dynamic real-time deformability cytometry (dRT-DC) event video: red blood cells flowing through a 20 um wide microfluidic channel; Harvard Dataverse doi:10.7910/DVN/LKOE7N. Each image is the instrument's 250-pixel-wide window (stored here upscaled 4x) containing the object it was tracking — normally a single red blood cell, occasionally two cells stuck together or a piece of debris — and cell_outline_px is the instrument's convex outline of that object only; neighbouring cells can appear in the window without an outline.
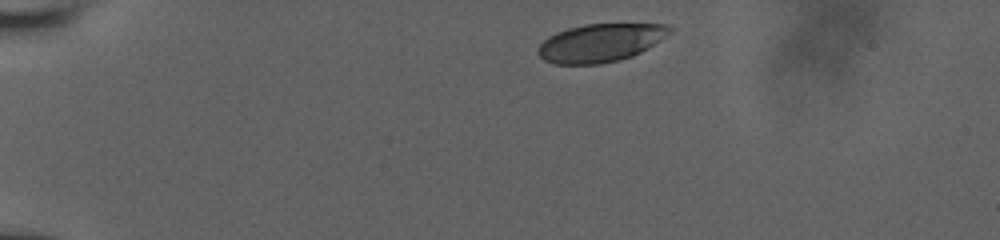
{"species": "human", "species_latin": "Homo sapiens", "temperature_condition": "room temperature", "stored_images_in_passage": 7, "camera_frame_rate_fps": 3000, "um_per_image_px": 0.085, "donor": {"sex": "male"}, "frame": {"image": 1, "passage_image": 1, "time_ms": 0.0, "image_size_px": [1000, 240], "cell_outline_px": [[676, 28], [672, 32], [640, 52], [632, 56], [620, 60], [600, 64], [556, 64], [544, 60], [536, 52], [536, 48], [548, 36], [556, 32], [568, 28], [584, 24], [668, 24]], "centroid_in_image_um": [51.02, 3.63], "position_along_channel_um": 34.0, "area_um2": 29.36}}
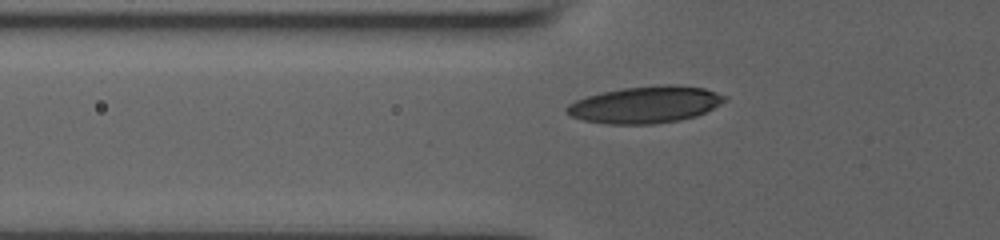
{"frame": {"image": 2, "passage_image": 6, "time_ms": 3.0, "image_size_px": [1000, 240], "cell_outline_px": [[728, 100], [696, 116], [680, 120], [652, 124], [608, 124], [584, 120], [568, 116], [564, 108], [568, 104], [576, 100], [588, 96], [604, 92], [624, 88], [664, 84], [672, 84], [704, 88], [728, 96]], "centroid_in_image_um": [54.86, 8.89], "position_along_channel_um": 70.9, "area_um2": 33.87}}